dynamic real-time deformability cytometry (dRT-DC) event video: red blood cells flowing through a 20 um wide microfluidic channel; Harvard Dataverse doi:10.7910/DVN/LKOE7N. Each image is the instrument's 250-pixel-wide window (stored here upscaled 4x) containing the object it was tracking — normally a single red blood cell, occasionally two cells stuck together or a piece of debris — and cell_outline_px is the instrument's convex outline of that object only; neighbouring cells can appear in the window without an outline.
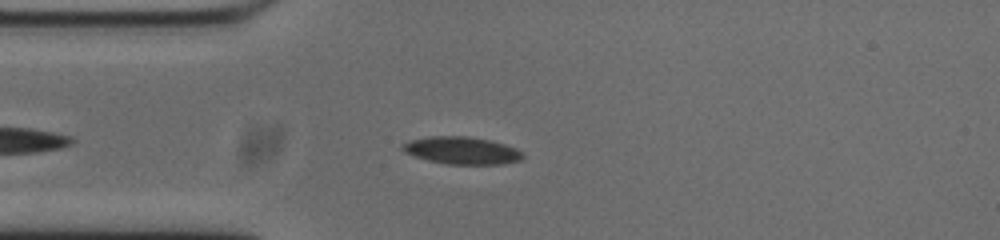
{"species": "common noctule bat (a hibernating species)", "species_latin": "Nyctalus noctula", "temperature_condition": "cold", "stored_images_in_passage": 27, "camera_frame_rate_fps": 3000, "um_per_image_px": 0.085, "animal": {"sex": "male", "body_mass_g": 20.0, "forearm_length_mm": 53.3}, "frame": {"image": 1, "passage_image": 6, "time_ms": 1.667, "image_size_px": [1000, 240], "cell_outline_px": [[524, 156], [520, 160], [504, 164], [448, 164], [428, 160], [404, 152], [400, 148], [400, 144], [408, 140], [428, 136], [468, 136], [488, 140], [504, 144], [516, 148], [524, 152]], "centroid_in_image_um": [39.23, 12.78], "position_along_channel_um": 45.8, "area_um2": 19.31}}
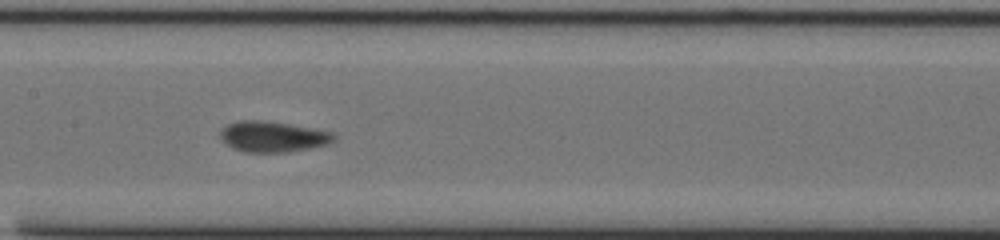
{"frame": {"image": 2, "passage_image": 18, "time_ms": 5.667, "image_size_px": [1000, 240], "cell_outline_px": [[336, 140], [328, 144], [288, 152], [248, 152], [232, 148], [220, 136], [220, 128], [228, 124], [240, 120], [260, 120], [288, 124], [312, 128], [332, 132], [336, 136]], "centroid_in_image_um": [23.2, 11.61], "position_along_channel_um": 184.2, "area_um2": 20.17}}
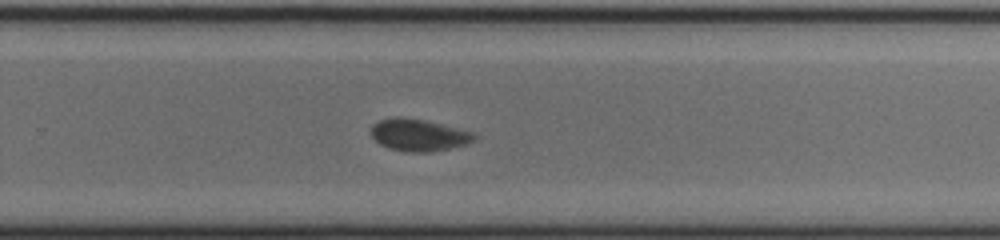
{"frame": {"image": 3, "passage_image": 27, "time_ms": 8.667, "image_size_px": [1000, 240], "cell_outline_px": [[476, 140], [452, 148], [428, 152], [408, 152], [388, 148], [380, 144], [372, 136], [372, 124], [380, 120], [396, 116], [424, 120], [472, 132], [476, 136]], "centroid_in_image_um": [35.57, 11.48], "position_along_channel_um": 294.2, "area_um2": 19.02}}